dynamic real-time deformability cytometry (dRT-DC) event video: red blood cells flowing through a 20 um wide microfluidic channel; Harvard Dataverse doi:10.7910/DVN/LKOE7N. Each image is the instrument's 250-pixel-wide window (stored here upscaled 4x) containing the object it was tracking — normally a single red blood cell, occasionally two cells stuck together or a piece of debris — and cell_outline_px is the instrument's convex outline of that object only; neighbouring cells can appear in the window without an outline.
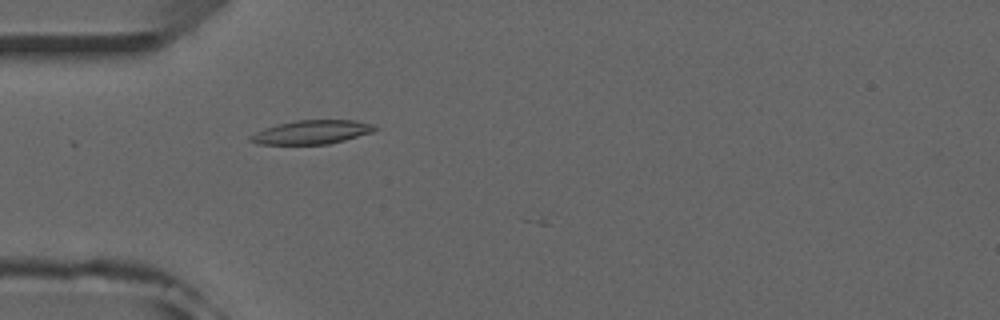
{"species": "common noctule bat (a hibernating species)", "species_latin": "Nyctalus noctula", "temperature_condition": "room temperature", "stored_images_in_passage": 14, "camera_frame_rate_fps": 3000, "um_per_image_px": 0.085, "animal": {"sex": "male", "forearm_length_mm": 52.5}, "frame": {"image": 1, "passage_image": 13, "time_ms": 4.0, "image_size_px": [1000, 320], "cell_outline_px": [[380, 128], [372, 132], [344, 140], [328, 144], [256, 144], [248, 140], [248, 136], [264, 128], [296, 120], [356, 120], [376, 124]], "centroid_in_image_um": [26.53, 11.23], "position_along_channel_um": 58.5, "area_um2": 17.34}}